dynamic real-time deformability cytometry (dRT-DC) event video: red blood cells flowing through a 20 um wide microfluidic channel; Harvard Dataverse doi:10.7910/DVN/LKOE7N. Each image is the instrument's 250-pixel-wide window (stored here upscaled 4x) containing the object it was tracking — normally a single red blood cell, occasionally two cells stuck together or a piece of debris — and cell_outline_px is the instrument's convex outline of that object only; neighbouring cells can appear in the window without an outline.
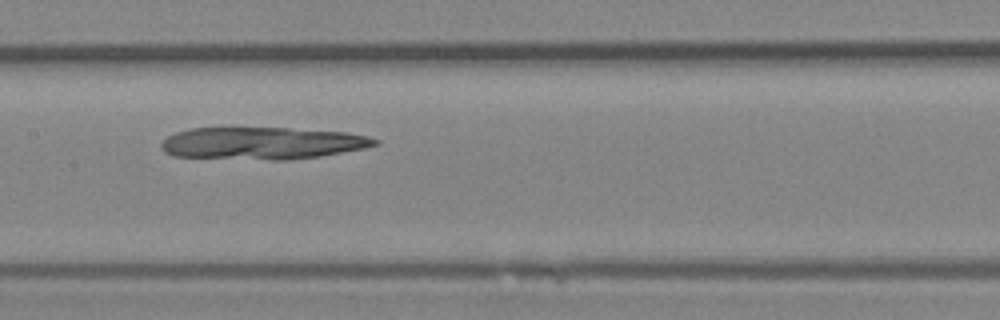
{"species": "Egyptian fruit bat (a non-hibernating species)", "species_latin": "Rousettus aegyptiacus", "temperature_condition": "room temperature", "stored_images_in_passage": 32, "camera_frame_rate_fps": 3000, "um_per_image_px": 0.085, "animal": {"sex": "female"}, "frame": {"image": 1, "passage_image": 10, "time_ms": 3.0, "image_size_px": [1000, 320], "cell_outline_px": [[380, 144], [364, 148], [316, 156], [288, 160], [272, 160], [172, 156], [164, 152], [160, 148], [160, 144], [168, 136], [176, 132], [192, 128], [288, 128], [348, 132], [368, 136], [380, 140]], "centroid_in_image_um": [22.28, 12.17], "position_along_channel_um": 185.1, "area_um2": 40.11}}
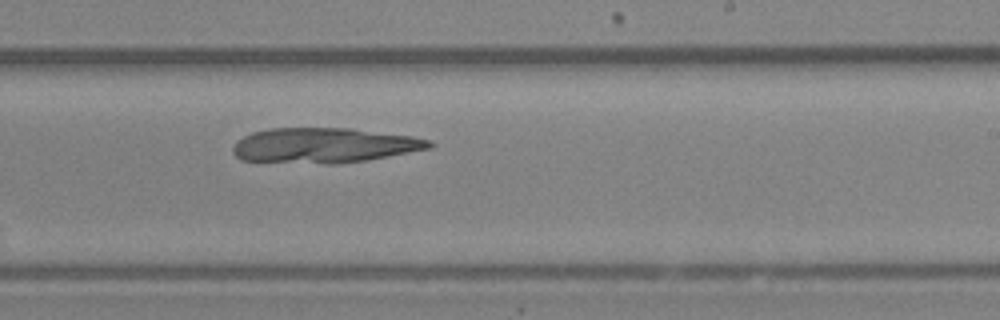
{"frame": {"image": 2, "passage_image": 15, "time_ms": 4.667, "image_size_px": [1000, 320], "cell_outline_px": [[436, 144], [432, 148], [368, 160], [336, 164], [324, 164], [240, 160], [232, 152], [232, 148], [236, 140], [252, 132], [268, 128], [352, 128], [412, 136], [432, 140]], "centroid_in_image_um": [27.57, 12.36], "position_along_channel_um": 261.4, "area_um2": 40.58}}
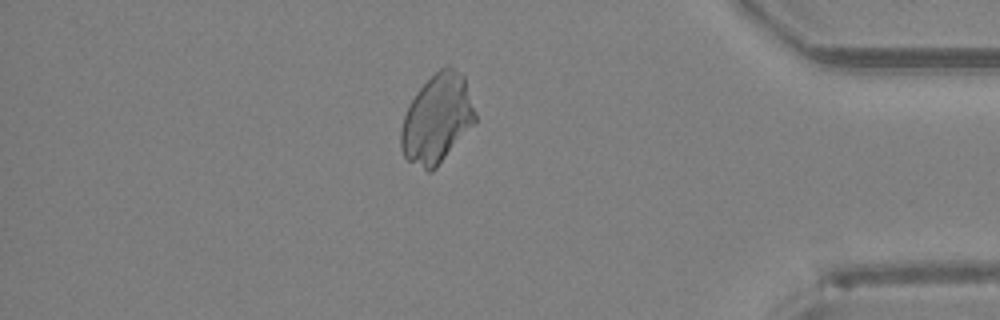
{"frame": {"image": 3, "passage_image": 26, "time_ms": 8.333, "image_size_px": [1000, 320], "cell_outline_px": [[476, 120], [436, 168], [432, 172], [428, 172], [408, 160], [404, 156], [400, 148], [400, 132], [404, 116], [408, 104], [416, 92], [440, 68], [448, 64], [464, 76], [476, 112]], "centroid_in_image_um": [37.13, 10.09], "position_along_channel_um": 398.1, "area_um2": 38.09}}